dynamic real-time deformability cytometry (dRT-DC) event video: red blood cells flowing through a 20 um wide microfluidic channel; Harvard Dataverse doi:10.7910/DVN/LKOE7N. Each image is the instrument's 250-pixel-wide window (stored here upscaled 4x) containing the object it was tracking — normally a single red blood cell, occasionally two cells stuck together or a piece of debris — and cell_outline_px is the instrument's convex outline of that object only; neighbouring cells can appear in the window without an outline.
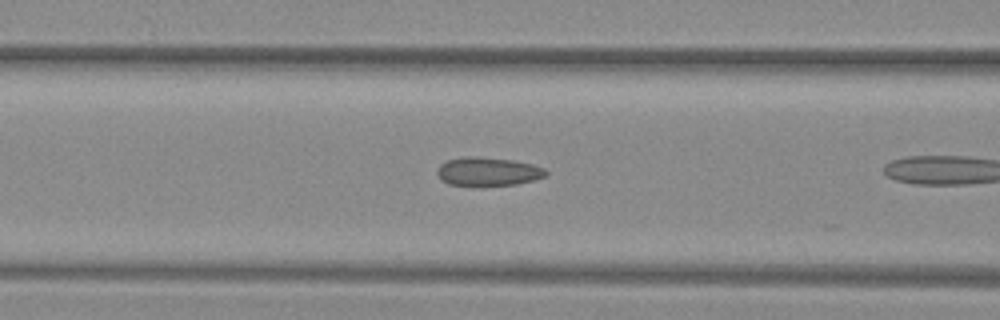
{"species": "common noctule bat (a hibernating species)", "species_latin": "Nyctalus noctula", "temperature_condition": "warm", "stored_images_in_passage": 4, "camera_frame_rate_fps": 3000, "um_per_image_px": 0.085, "animal": {"sex": "female", "body_mass_g": 29.2, "forearm_length_mm": 56.3}, "frame": {"image": 1, "passage_image": 3, "time_ms": 0.667, "image_size_px": [1000, 320], "cell_outline_px": [[548, 176], [536, 180], [516, 184], [480, 188], [448, 184], [436, 172], [440, 164], [448, 160], [468, 156], [476, 156], [512, 160], [532, 164], [544, 168], [548, 172]], "centroid_in_image_um": [41.51, 14.62], "position_along_channel_um": 125.1, "area_um2": 18.67}}